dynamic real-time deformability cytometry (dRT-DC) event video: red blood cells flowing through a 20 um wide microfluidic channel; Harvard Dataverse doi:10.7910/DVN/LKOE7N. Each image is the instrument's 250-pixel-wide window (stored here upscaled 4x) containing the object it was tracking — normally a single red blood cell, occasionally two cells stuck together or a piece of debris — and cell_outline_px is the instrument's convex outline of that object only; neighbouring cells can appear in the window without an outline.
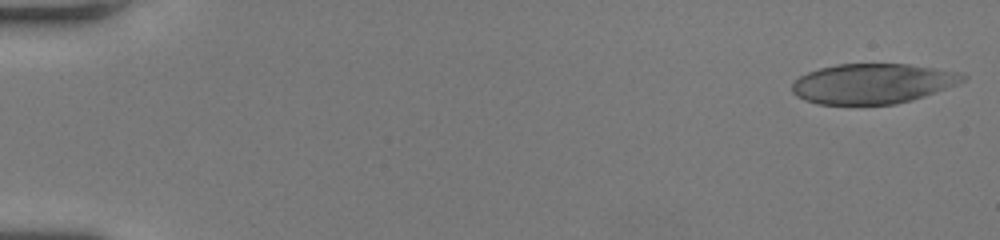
{"species": "human", "species_latin": "Homo sapiens", "temperature_condition": "room temperature", "stored_images_in_passage": 9, "camera_frame_rate_fps": 3000, "um_per_image_px": 0.085, "donor": {"sex": "female"}, "frame": {"image": 1, "passage_image": 1, "time_ms": 0.0, "image_size_px": [1000, 240], "cell_outline_px": [[968, 76], [964, 80], [956, 84], [924, 96], [912, 100], [896, 104], [816, 104], [804, 100], [796, 96], [792, 92], [792, 84], [800, 76], [808, 72], [820, 68], [836, 64], [908, 64], [960, 72]], "centroid_in_image_um": [74.15, 7.1], "position_along_channel_um": 10.8, "area_um2": 39.71}}